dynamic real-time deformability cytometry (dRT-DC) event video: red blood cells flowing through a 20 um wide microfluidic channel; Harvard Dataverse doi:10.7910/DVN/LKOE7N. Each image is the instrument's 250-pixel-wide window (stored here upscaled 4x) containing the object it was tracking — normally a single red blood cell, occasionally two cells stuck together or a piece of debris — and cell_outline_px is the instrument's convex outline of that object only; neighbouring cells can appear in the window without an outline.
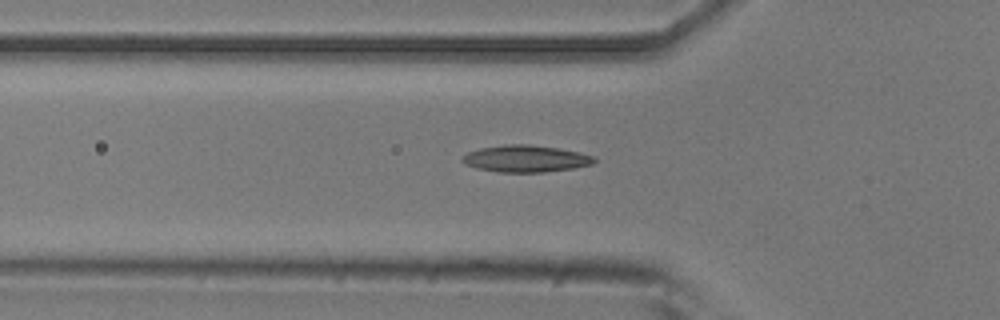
{"species": "common noctule bat (a hibernating species)", "species_latin": "Nyctalus noctula", "temperature_condition": "room temperature", "stored_images_in_passage": 5, "camera_frame_rate_fps": 3000, "um_per_image_px": 0.085, "animal": {"sex": "male", "body_mass_g": 20.5, "forearm_length_mm": 52.5}, "frame": {"image": 1, "passage_image": 5, "time_ms": 1.333, "image_size_px": [1000, 320], "cell_outline_px": [[596, 160], [592, 164], [572, 168], [544, 172], [496, 172], [476, 168], [464, 164], [460, 160], [468, 152], [480, 148], [504, 144], [528, 144], [556, 148], [576, 152], [592, 156]], "centroid_in_image_um": [44.61, 13.49], "position_along_channel_um": 81.2, "area_um2": 20.46}}